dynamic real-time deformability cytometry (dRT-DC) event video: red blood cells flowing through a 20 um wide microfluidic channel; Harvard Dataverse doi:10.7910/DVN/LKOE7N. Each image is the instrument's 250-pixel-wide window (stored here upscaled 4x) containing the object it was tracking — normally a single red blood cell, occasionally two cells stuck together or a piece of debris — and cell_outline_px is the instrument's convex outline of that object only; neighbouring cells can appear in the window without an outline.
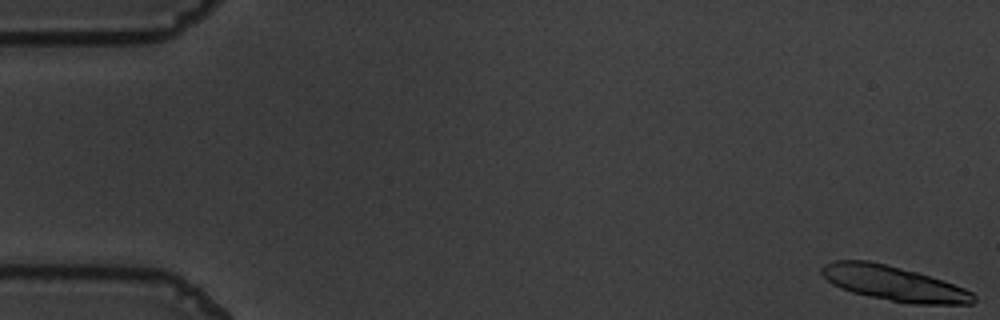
{"species": "common noctule bat (a hibernating species)", "species_latin": "Nyctalus noctula", "temperature_condition": "warm", "stored_images_in_passage": 16, "camera_frame_rate_fps": 3000, "um_per_image_px": 0.085, "animal": {"sex": "male", "body_mass_g": 19.5, "forearm_length_mm": 54.6}, "frame": {"image": 1, "passage_image": 1, "time_ms": 0.0, "image_size_px": [1000, 320], "cell_outline_px": [[976, 300], [972, 304], [912, 304], [852, 292], [840, 288], [832, 284], [820, 272], [820, 268], [824, 264], [836, 260], [868, 260], [916, 272], [964, 288], [972, 292], [976, 296]], "centroid_in_image_um": [75.95, 24.09], "position_along_channel_um": 9.0, "area_um2": 30.35}}